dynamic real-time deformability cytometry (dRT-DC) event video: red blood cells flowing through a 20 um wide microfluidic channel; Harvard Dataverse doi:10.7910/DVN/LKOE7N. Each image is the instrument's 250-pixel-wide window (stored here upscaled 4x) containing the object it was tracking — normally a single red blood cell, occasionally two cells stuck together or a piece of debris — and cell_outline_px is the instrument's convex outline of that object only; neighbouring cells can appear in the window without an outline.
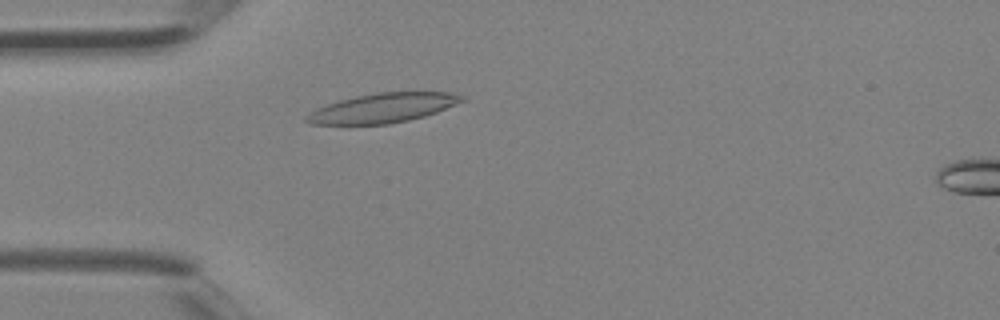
{"species": "Egyptian fruit bat (a non-hibernating species)", "species_latin": "Rousettus aegyptiacus", "temperature_condition": "room temperature", "stored_images_in_passage": 2, "camera_frame_rate_fps": 3000, "um_per_image_px": 0.085, "animal": {"sex": "female"}, "frame": {"image": 1, "passage_image": 2, "time_ms": 0.333, "image_size_px": [1000, 320], "cell_outline_px": [[468, 100], [436, 112], [424, 116], [408, 120], [388, 124], [308, 124], [304, 120], [304, 116], [316, 108], [340, 100], [356, 96], [380, 92], [452, 92], [464, 96]], "centroid_in_image_um": [32.56, 9.17], "position_along_channel_um": 52.4, "area_um2": 26.65}}